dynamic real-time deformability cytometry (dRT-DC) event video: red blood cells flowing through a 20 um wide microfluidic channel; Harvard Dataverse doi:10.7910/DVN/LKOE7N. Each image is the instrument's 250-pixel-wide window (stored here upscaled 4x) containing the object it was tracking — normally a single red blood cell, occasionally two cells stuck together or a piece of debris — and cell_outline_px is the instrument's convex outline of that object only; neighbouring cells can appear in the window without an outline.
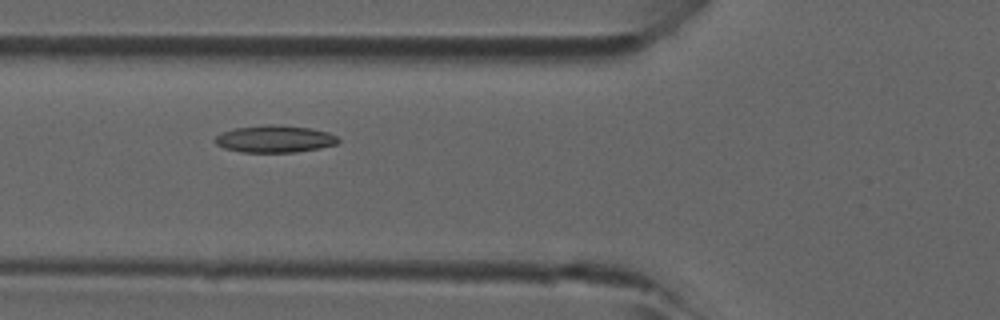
{"species": "common noctule bat (a hibernating species)", "species_latin": "Nyctalus noctula", "temperature_condition": "room temperature", "stored_images_in_passage": 6, "camera_frame_rate_fps": 3000, "um_per_image_px": 0.085, "animal": {"sex": "male", "forearm_length_mm": 52.5}, "frame": {"image": 1, "passage_image": 5, "time_ms": 1.333, "image_size_px": [1000, 320], "cell_outline_px": [[340, 140], [336, 144], [320, 148], [296, 152], [240, 152], [224, 148], [216, 144], [216, 136], [224, 132], [236, 128], [268, 124], [272, 124], [308, 128], [328, 132], [336, 136]], "centroid_in_image_um": [23.36, 11.82], "position_along_channel_um": 102.4, "area_um2": 19.25}}
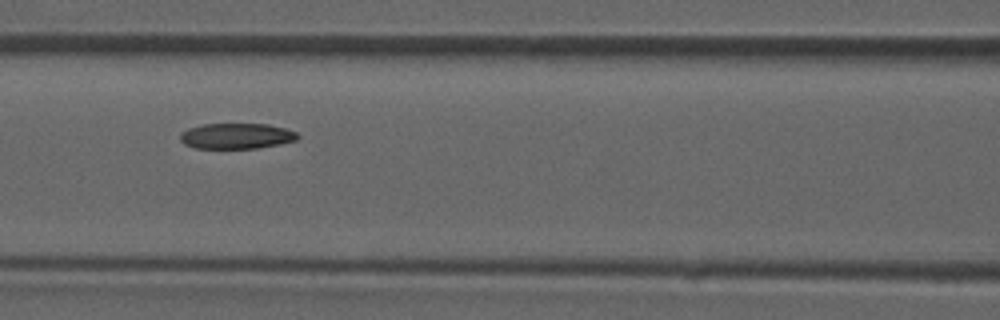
{"frame": {"image": 2, "passage_image": 6, "time_ms": 1.667, "image_size_px": [1000, 320], "cell_outline_px": [[300, 136], [296, 140], [256, 148], [196, 148], [184, 144], [180, 140], [180, 132], [188, 128], [204, 124], [268, 124], [284, 128], [296, 132]], "centroid_in_image_um": [20.06, 11.55], "position_along_channel_um": 146.5, "area_um2": 17.4}}